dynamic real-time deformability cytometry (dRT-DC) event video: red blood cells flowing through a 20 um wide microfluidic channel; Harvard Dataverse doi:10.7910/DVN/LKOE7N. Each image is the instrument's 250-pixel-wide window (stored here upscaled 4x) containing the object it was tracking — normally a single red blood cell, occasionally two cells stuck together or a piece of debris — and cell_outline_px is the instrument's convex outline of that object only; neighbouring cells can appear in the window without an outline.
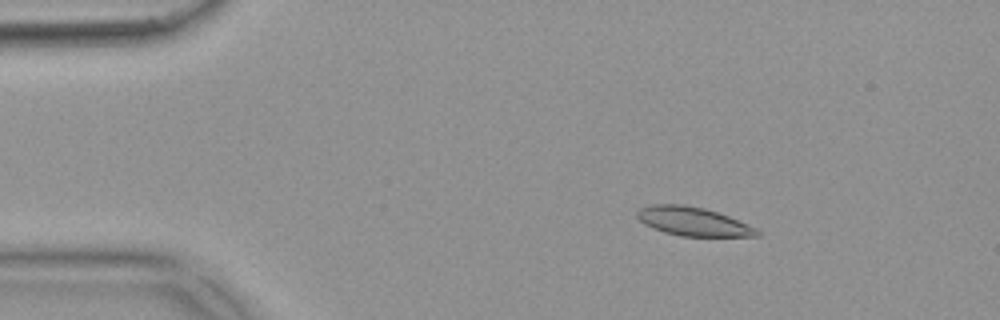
{"species": "common noctule bat (a hibernating species)", "species_latin": "Nyctalus noctula", "temperature_condition": "warm", "stored_images_in_passage": 53, "camera_frame_rate_fps": 3000, "um_per_image_px": 0.085, "animal": {"sex": "female", "body_mass_g": 18.4}, "frame": {"image": 1, "passage_image": 9, "time_ms": 2.667, "image_size_px": [1000, 320], "cell_outline_px": [[760, 236], [680, 236], [664, 232], [652, 228], [644, 224], [636, 216], [636, 212], [640, 208], [652, 204], [684, 204], [704, 208], [728, 216], [756, 228], [760, 232]], "centroid_in_image_um": [58.87, 18.82], "position_along_channel_um": 26.1, "area_um2": 20.0}}
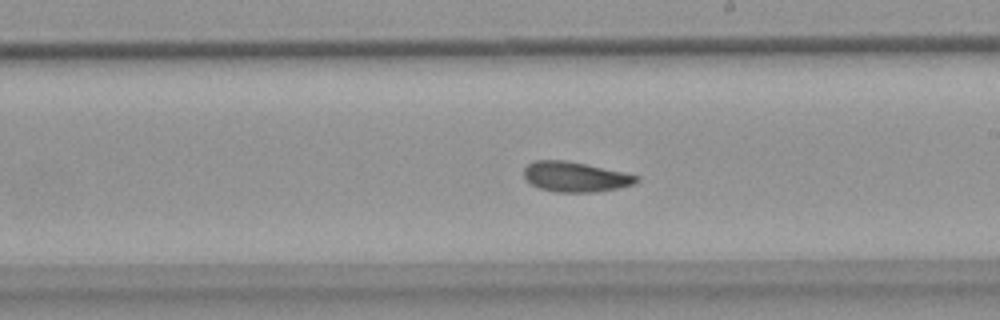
{"frame": {"image": 2, "passage_image": 31, "time_ms": 10.0, "image_size_px": [1000, 320], "cell_outline_px": [[640, 180], [632, 184], [616, 188], [596, 192], [556, 192], [540, 188], [524, 180], [524, 168], [532, 160], [564, 160], [624, 172], [640, 176]], "centroid_in_image_um": [48.87, 15.03], "position_along_channel_um": 240.1, "area_um2": 19.65}}
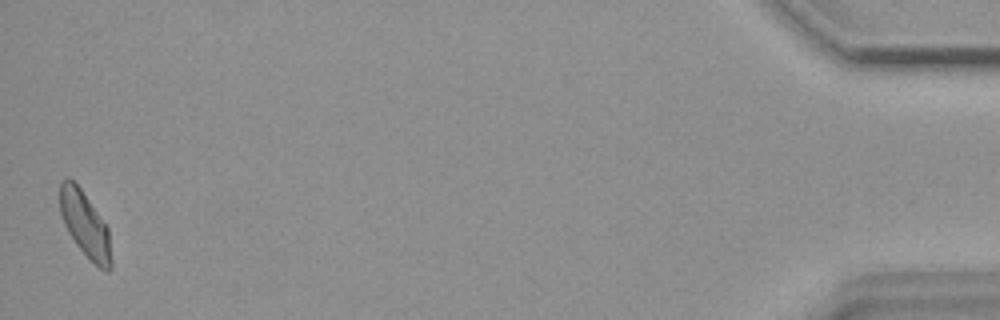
{"frame": {"image": 3, "passage_image": 53, "time_ms": 17.333, "image_size_px": [1000, 320], "cell_outline_px": [[112, 268], [108, 272], [100, 268], [76, 244], [68, 232], [64, 224], [60, 212], [60, 180], [68, 176], [80, 188], [108, 228], [112, 260]], "centroid_in_image_um": [7.22, 19.07], "position_along_channel_um": 428.0, "area_um2": 19.25}, "authors_computed_cell_mechanics": {"area_um2": 19.8254, "velocity_mm_per_s": 3.8161, "shape_relaxation_time_tau1_ms": 7.1197, "shape_relaxation_time_tau2_ms": 3.3401, "deformation_change_tau1": 0.1395, "deformation_change_tau2": 0.0975}}